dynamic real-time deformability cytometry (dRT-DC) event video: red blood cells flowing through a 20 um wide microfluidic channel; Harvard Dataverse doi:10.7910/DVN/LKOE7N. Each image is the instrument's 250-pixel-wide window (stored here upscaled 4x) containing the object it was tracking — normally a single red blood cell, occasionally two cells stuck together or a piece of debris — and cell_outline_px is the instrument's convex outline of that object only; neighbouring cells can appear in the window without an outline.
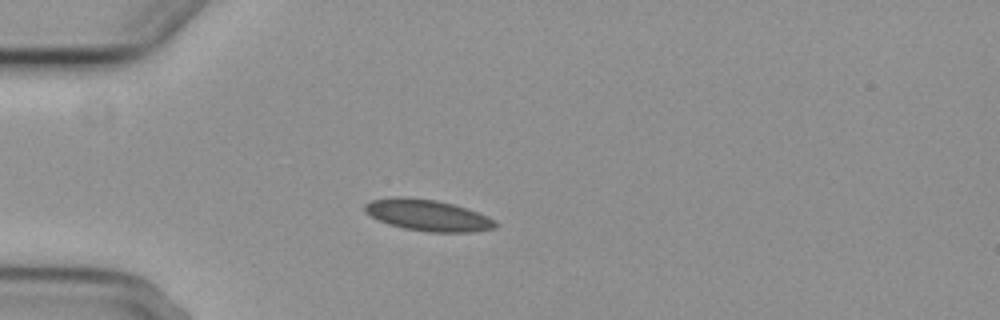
{"species": "common noctule bat (a hibernating species)", "species_latin": "Nyctalus noctula", "temperature_condition": "cold", "stored_images_in_passage": 5, "camera_frame_rate_fps": 3000, "um_per_image_px": 0.085, "animal": {"sex": "female", "body_mass_g": 29.2, "forearm_length_mm": 56.3}, "frame": {"image": 1, "passage_image": 2, "time_ms": 1.333, "image_size_px": [1000, 320], "cell_outline_px": [[500, 224], [496, 228], [472, 232], [428, 232], [404, 228], [388, 224], [364, 212], [364, 204], [372, 200], [392, 196], [400, 196], [436, 200], [468, 208], [488, 216], [496, 220]], "centroid_in_image_um": [36.39, 18.29], "position_along_channel_um": 48.6, "area_um2": 24.04}}
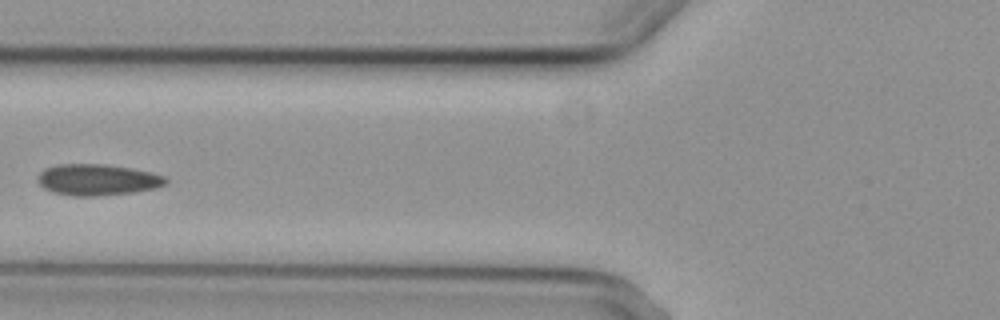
{"frame": {"image": 2, "passage_image": 4, "time_ms": 3.667, "image_size_px": [1000, 320], "cell_outline_px": [[168, 184], [156, 188], [132, 192], [92, 196], [72, 196], [52, 192], [44, 188], [40, 184], [40, 172], [44, 168], [60, 164], [100, 164], [128, 168], [148, 172], [164, 176], [168, 180]], "centroid_in_image_um": [8.28, 15.28], "position_along_channel_um": 117.5, "area_um2": 22.95}}
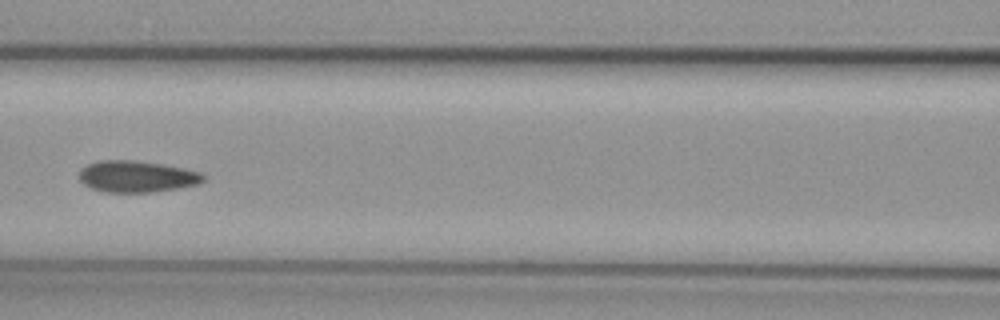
{"frame": {"image": 3, "passage_image": 5, "time_ms": 4.667, "image_size_px": [1000, 320], "cell_outline_px": [[204, 180], [200, 184], [180, 188], [152, 192], [104, 192], [92, 188], [84, 184], [80, 180], [80, 168], [88, 164], [100, 160], [136, 160], [164, 164], [184, 168], [200, 172], [204, 176]], "centroid_in_image_um": [11.64, 15.0], "position_along_channel_um": 155.0, "area_um2": 22.95}}